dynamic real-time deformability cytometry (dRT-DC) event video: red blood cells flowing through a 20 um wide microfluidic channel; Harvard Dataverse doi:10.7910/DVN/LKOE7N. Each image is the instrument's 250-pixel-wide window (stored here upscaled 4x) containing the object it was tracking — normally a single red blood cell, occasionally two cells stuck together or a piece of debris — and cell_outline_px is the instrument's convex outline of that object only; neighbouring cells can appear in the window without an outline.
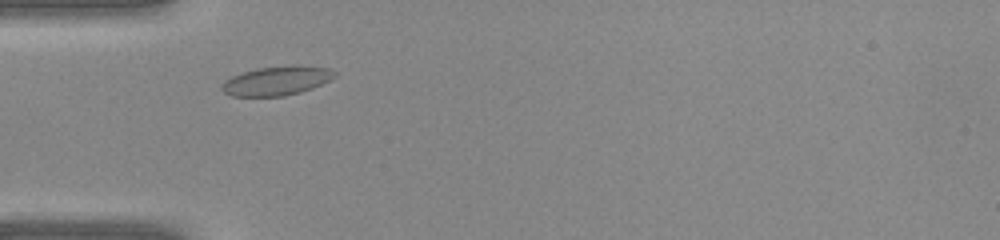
{"species": "common noctule bat (a hibernating species)", "species_latin": "Nyctalus noctula", "temperature_condition": "warm", "stored_images_in_passage": 32, "camera_frame_rate_fps": 3000, "um_per_image_px": 0.085, "animal": {"sex": "female", "body_mass_g": 22.0, "forearm_length_mm": 56.7}, "frame": {"image": 1, "passage_image": 4, "time_ms": 1.0, "image_size_px": [1000, 240], "cell_outline_px": [[336, 76], [312, 88], [300, 92], [284, 96], [232, 96], [224, 92], [220, 88], [220, 84], [224, 80], [232, 76], [256, 68], [292, 64], [332, 68], [336, 72]], "centroid_in_image_um": [23.51, 6.85], "position_along_channel_um": 61.5, "area_um2": 19.36}}
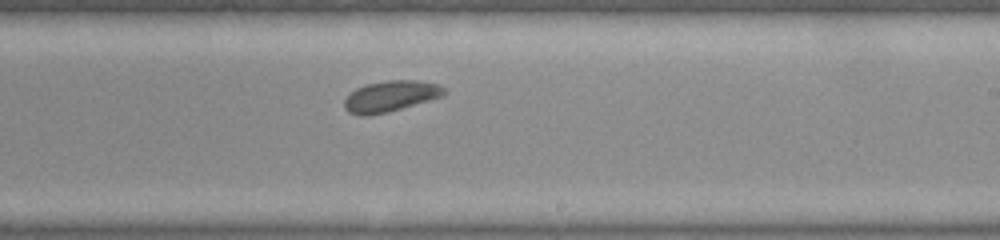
{"frame": {"image": 2, "passage_image": 16, "time_ms": 5.0, "image_size_px": [1000, 240], "cell_outline_px": [[448, 92], [444, 96], [388, 112], [368, 116], [360, 116], [348, 112], [344, 108], [344, 100], [356, 88], [364, 84], [384, 80], [420, 80], [440, 84]], "centroid_in_image_um": [33.22, 8.17], "position_along_channel_um": 255.8, "area_um2": 18.32}}
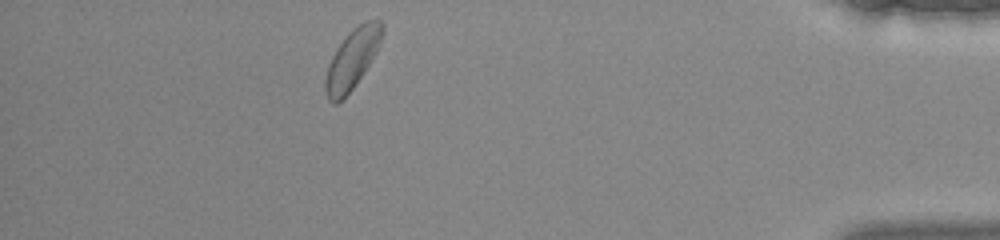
{"frame": {"image": 3, "passage_image": 28, "time_ms": 9.0, "image_size_px": [1000, 240], "cell_outline_px": [[384, 28], [380, 44], [376, 52], [356, 84], [336, 104], [332, 104], [328, 100], [324, 92], [324, 80], [328, 64], [336, 48], [364, 20], [380, 20], [384, 24]], "centroid_in_image_um": [29.92, 5.05], "position_along_channel_um": 405.3, "area_um2": 19.42}}